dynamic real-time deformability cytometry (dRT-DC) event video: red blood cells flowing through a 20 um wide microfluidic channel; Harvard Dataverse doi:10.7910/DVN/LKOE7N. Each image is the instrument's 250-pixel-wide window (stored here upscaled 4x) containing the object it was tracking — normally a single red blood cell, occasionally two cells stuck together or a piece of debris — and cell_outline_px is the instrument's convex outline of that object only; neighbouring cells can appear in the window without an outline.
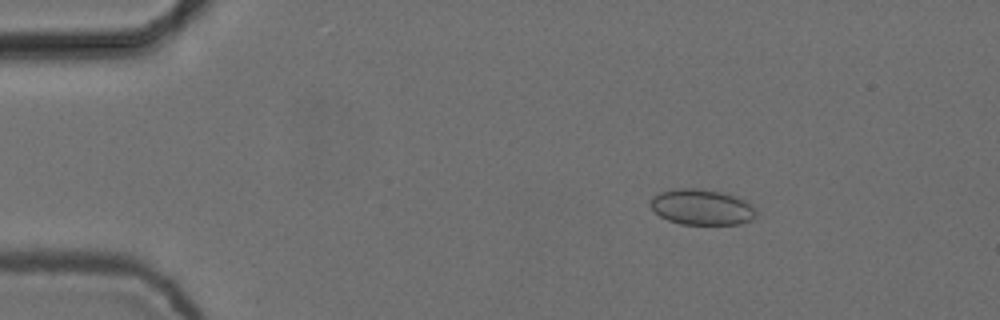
{"species": "common noctule bat (a hibernating species)", "species_latin": "Nyctalus noctula", "temperature_condition": "cold", "stored_images_in_passage": 5, "camera_frame_rate_fps": 3000, "um_per_image_px": 0.085, "animal": {"sex": "female", "body_mass_g": 24.6, "forearm_length_mm": 56.2}, "frame": {"image": 1, "passage_image": 2, "time_ms": 0.333, "image_size_px": [1000, 320], "cell_outline_px": [[756, 216], [752, 220], [740, 224], [680, 224], [668, 220], [660, 216], [648, 204], [652, 196], [660, 192], [676, 188], [704, 188], [736, 196], [752, 204], [756, 212]], "centroid_in_image_um": [59.64, 17.59], "position_along_channel_um": 25.4, "area_um2": 22.2}}